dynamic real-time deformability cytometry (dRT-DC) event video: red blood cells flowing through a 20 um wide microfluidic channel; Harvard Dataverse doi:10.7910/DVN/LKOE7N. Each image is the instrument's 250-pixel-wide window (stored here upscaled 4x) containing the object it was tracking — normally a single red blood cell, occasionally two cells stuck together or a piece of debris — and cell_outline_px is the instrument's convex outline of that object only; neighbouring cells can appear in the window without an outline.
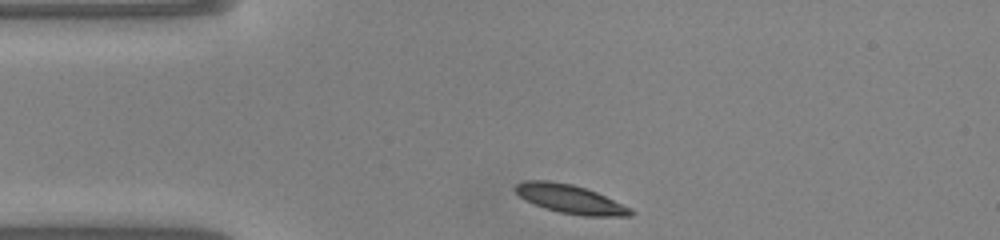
{"species": "common noctule bat (a hibernating species)", "species_latin": "Nyctalus noctula", "temperature_condition": "warm", "stored_images_in_passage": 34, "camera_frame_rate_fps": 3000, "um_per_image_px": 0.085, "animal": {"sex": "male", "body_mass_g": 20.0, "forearm_length_mm": 53.3}, "frame": {"image": 1, "passage_image": 1, "time_ms": 0.0, "image_size_px": [1000, 240], "cell_outline_px": [[636, 212], [632, 216], [584, 216], [560, 212], [544, 208], [524, 200], [512, 188], [516, 184], [524, 180], [548, 180], [572, 184], [596, 192], [632, 208]], "centroid_in_image_um": [48.46, 16.92], "position_along_channel_um": 36.5, "area_um2": 19.42}}
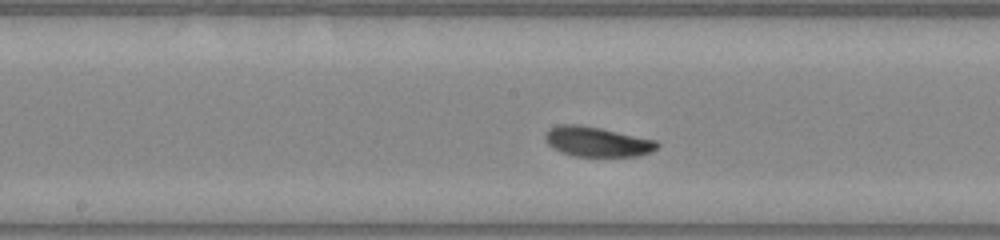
{"frame": {"image": 2, "passage_image": 15, "time_ms": 4.667, "image_size_px": [1000, 240], "cell_outline_px": [[660, 144], [652, 152], [640, 156], [572, 156], [560, 152], [552, 148], [548, 144], [544, 136], [548, 128], [560, 124], [576, 124], [600, 128], [656, 140]], "centroid_in_image_um": [50.73, 12.05], "position_along_channel_um": 197.5, "area_um2": 19.59}}
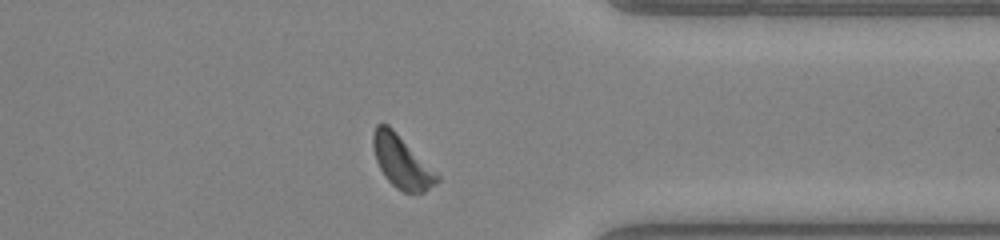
{"frame": {"image": 3, "passage_image": 29, "time_ms": 9.333, "image_size_px": [1000, 240], "cell_outline_px": [[440, 180], [436, 184], [424, 192], [404, 192], [396, 188], [384, 176], [376, 160], [372, 144], [372, 132], [376, 124], [388, 124], [440, 176]], "centroid_in_image_um": [34.12, 13.75], "position_along_channel_um": 377.3, "area_um2": 19.36}, "authors_computed_cell_mechanics": {"area_um2": 19.0451, "velocity_mm_per_s": 4.0579, "shape_relaxation_time_tau1_ms": 1.7929, "shape_relaxation_time_tau2_ms": 10.7579, "deformation_change_tau1": 0.0965, "deformation_change_tau2": 0.2104}}